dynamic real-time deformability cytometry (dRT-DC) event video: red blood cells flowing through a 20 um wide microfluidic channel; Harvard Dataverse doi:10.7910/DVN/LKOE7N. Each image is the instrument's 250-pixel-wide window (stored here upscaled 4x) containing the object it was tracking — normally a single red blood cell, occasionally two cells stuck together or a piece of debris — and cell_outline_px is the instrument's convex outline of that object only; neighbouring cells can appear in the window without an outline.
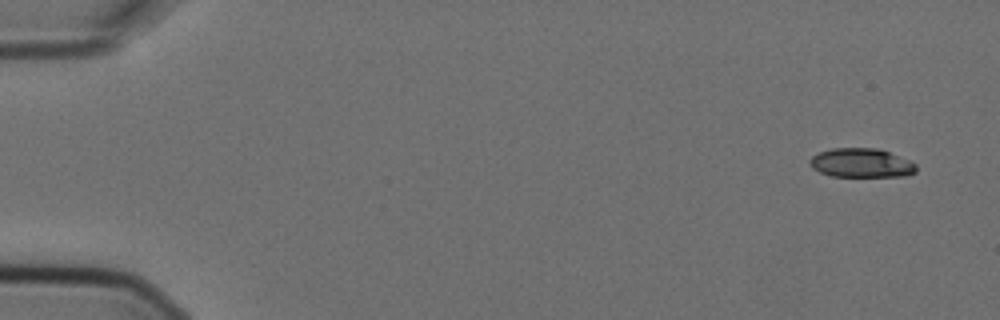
{"species": "Egyptian fruit bat (a non-hibernating species)", "species_latin": "Rousettus aegyptiacus", "temperature_condition": "cold", "stored_images_in_passage": 5, "camera_frame_rate_fps": 3000, "um_per_image_px": 0.085, "animal": {"sex": "female"}, "frame": {"image": 1, "passage_image": 1, "time_ms": 0.0, "image_size_px": [1000, 320], "cell_outline_px": [[916, 172], [904, 176], [832, 176], [820, 172], [812, 168], [808, 164], [808, 160], [812, 156], [820, 152], [832, 148], [876, 148], [888, 152], [908, 160], [916, 164]], "centroid_in_image_um": [73.17, 13.85], "position_along_channel_um": 11.8, "area_um2": 17.92}}
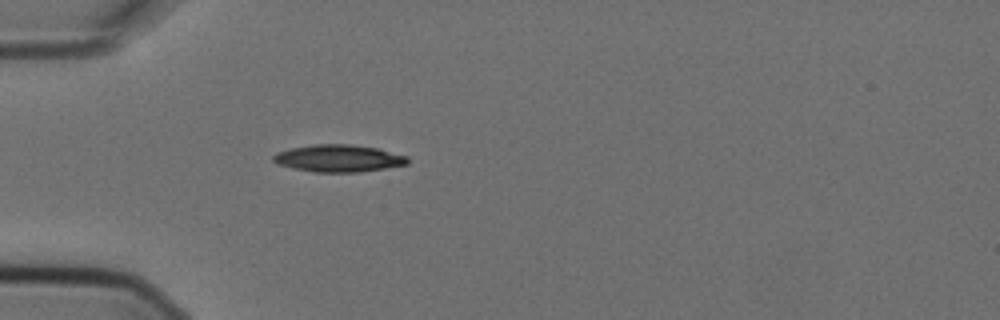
{"frame": {"image": 2, "passage_image": 5, "time_ms": 1.333, "image_size_px": [1000, 320], "cell_outline_px": [[408, 164], [360, 172], [316, 172], [292, 168], [280, 164], [272, 160], [272, 156], [276, 152], [292, 148], [312, 144], [352, 144], [376, 148], [408, 156]], "centroid_in_image_um": [28.77, 13.45], "position_along_channel_um": 56.2, "area_um2": 21.21}}